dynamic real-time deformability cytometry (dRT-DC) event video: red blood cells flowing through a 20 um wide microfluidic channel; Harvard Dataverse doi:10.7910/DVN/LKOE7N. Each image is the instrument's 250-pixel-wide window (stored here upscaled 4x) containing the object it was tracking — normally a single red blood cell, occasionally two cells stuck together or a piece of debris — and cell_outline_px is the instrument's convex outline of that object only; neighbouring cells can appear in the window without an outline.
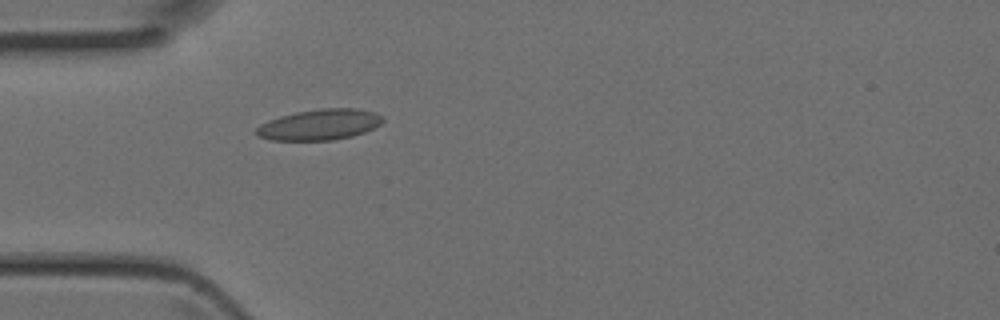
{"species": "Egyptian fruit bat (a non-hibernating species)", "species_latin": "Rousettus aegyptiacus", "temperature_condition": "room temperature", "stored_images_in_passage": 4, "camera_frame_rate_fps": 3000, "um_per_image_px": 0.085, "animal": {"sex": "female"}, "frame": {"image": 1, "passage_image": 4, "time_ms": 1.0, "image_size_px": [1000, 320], "cell_outline_px": [[384, 120], [380, 124], [364, 132], [352, 136], [332, 140], [272, 140], [256, 136], [252, 132], [260, 124], [268, 120], [280, 116], [296, 112], [320, 108], [356, 108], [376, 112], [384, 116]], "centroid_in_image_um": [27.14, 10.59], "position_along_channel_um": 57.9, "area_um2": 22.89}}